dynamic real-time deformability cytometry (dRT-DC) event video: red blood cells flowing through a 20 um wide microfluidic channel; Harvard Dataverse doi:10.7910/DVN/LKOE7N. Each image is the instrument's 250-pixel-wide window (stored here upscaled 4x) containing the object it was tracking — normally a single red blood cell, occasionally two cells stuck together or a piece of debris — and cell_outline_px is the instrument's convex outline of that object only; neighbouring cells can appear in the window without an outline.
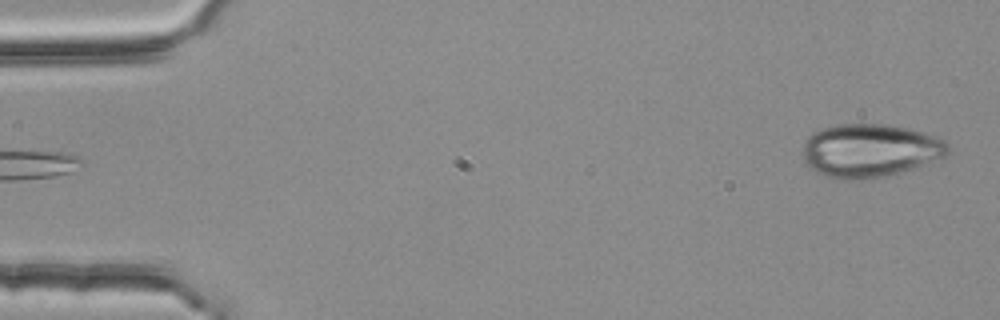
{"species": "common noctule bat (a hibernating species)", "species_latin": "Nyctalus noctula", "temperature_condition": "room temperature", "stored_images_in_passage": 4, "segment_of_instrument_passage": [2, 2], "camera_frame_rate_fps": 3000, "um_per_image_px": 0.085, "animal": {"sex": "female", "body_mass_g": 25.1}, "frame": {"image": 1, "passage_image": 4, "time_ms": 1.0, "image_size_px": [1000, 320], "cell_outline_px": [[952, 148], [944, 156], [924, 164], [888, 176], [848, 180], [840, 180], [824, 176], [808, 168], [804, 156], [804, 140], [812, 132], [824, 128], [840, 124], [880, 124], [904, 128], [936, 136], [944, 140]], "centroid_in_image_um": [73.91, 12.81], "position_along_channel_um": 11.1, "area_um2": 44.91}}